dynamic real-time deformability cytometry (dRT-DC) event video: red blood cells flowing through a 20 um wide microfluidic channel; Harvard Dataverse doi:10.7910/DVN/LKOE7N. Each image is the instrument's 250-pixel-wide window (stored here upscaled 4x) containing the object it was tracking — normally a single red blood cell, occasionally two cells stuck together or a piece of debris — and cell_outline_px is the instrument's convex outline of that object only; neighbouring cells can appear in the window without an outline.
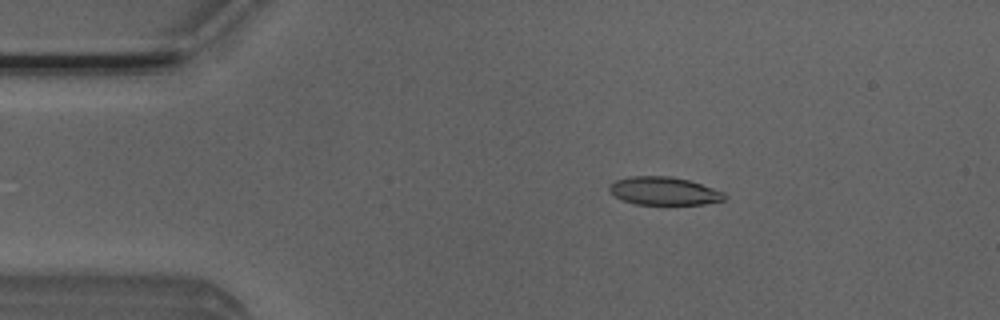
{"species": "Egyptian fruit bat (a non-hibernating species)", "species_latin": "Rousettus aegyptiacus", "temperature_condition": "room temperature", "stored_images_in_passage": 52, "camera_frame_rate_fps": 3000, "um_per_image_px": 0.085, "animal": {"sex": "male"}, "frame": {"image": 1, "passage_image": 9, "time_ms": 2.667, "image_size_px": [1000, 320], "cell_outline_px": [[728, 196], [724, 200], [704, 204], [636, 204], [620, 200], [608, 188], [616, 180], [628, 176], [672, 176], [688, 180], [724, 192]], "centroid_in_image_um": [56.44, 16.23], "position_along_channel_um": 28.6, "area_um2": 18.73}}
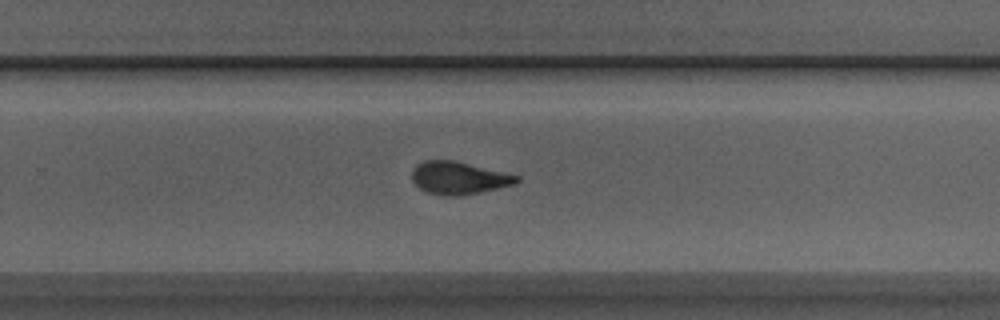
{"frame": {"image": 2, "passage_image": 33, "time_ms": 10.667, "image_size_px": [1000, 320], "cell_outline_px": [[520, 180], [516, 184], [480, 192], [460, 196], [444, 196], [428, 192], [420, 188], [412, 180], [412, 168], [416, 164], [424, 160], [452, 160], [520, 176]], "centroid_in_image_um": [38.98, 15.13], "position_along_channel_um": 290.8, "area_um2": 19.83}}
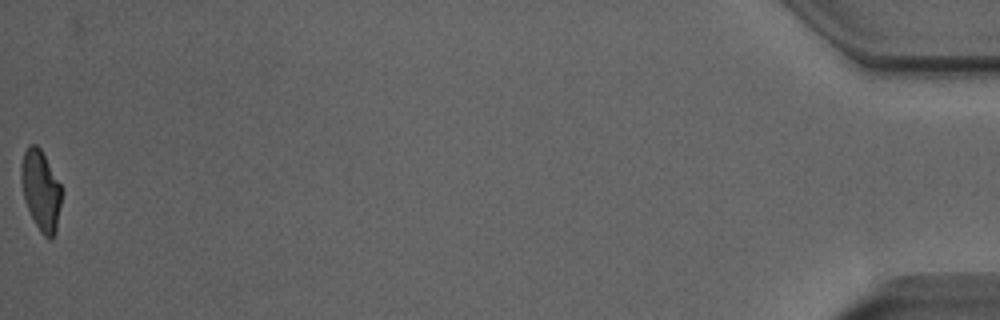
{"frame": {"image": 3, "passage_image": 52, "time_ms": 17.0, "image_size_px": [1000, 320], "cell_outline_px": [[64, 192], [56, 232], [52, 240], [48, 240], [40, 232], [24, 200], [20, 180], [20, 168], [24, 152], [28, 144], [36, 144], [40, 148], [60, 184]], "centroid_in_image_um": [3.49, 16.21], "position_along_channel_um": 431.7, "area_um2": 19.25}, "authors_computed_cell_mechanics": {"area_um2": 19.5075, "velocity_mm_per_s": 3.9246, "shape_relaxation_time_tau1_ms": 4.7233, "shape_relaxation_time_tau2_ms": 1.4045, "deformation_change_tau1": 0.2028, "deformation_change_tau2": 0.096}}